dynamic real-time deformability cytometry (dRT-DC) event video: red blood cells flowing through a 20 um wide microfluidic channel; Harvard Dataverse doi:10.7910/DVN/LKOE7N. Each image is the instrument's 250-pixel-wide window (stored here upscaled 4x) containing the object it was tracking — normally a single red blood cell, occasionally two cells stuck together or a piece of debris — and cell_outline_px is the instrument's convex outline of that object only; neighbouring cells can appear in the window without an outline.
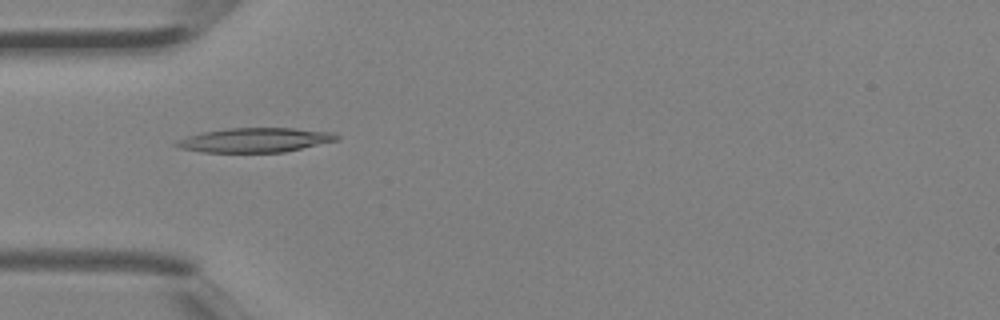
{"species": "Egyptian fruit bat (a non-hibernating species)", "species_latin": "Rousettus aegyptiacus", "temperature_condition": "room temperature", "stored_images_in_passage": 1, "camera_frame_rate_fps": 3000, "um_per_image_px": 0.085, "animal": {"sex": "female"}, "frame": {"image": 1, "passage_image": 1, "time_ms": 0.0, "image_size_px": [1000, 320], "cell_outline_px": [[340, 140], [284, 152], [200, 152], [180, 148], [172, 144], [176, 140], [188, 136], [204, 132], [228, 128], [292, 128], [332, 132], [340, 136]], "centroid_in_image_um": [21.69, 11.91], "position_along_channel_um": 63.3, "area_um2": 22.83}}